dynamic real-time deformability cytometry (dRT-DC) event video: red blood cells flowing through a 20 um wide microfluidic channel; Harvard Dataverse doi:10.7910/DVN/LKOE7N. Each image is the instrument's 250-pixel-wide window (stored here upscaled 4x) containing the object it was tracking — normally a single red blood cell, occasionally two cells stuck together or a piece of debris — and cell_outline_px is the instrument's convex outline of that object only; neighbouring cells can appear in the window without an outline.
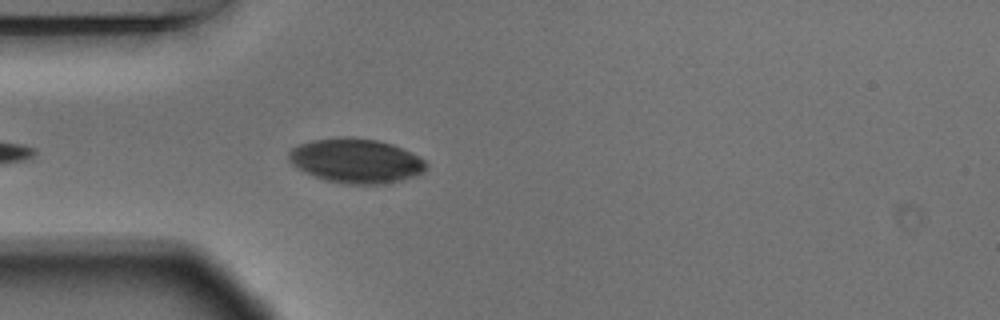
{"species": "Egyptian fruit bat (a non-hibernating species)", "species_latin": "Rousettus aegyptiacus", "temperature_condition": "warm", "stored_images_in_passage": 36, "camera_frame_rate_fps": 3000, "um_per_image_px": 0.085, "animal": {"sex": "male"}, "frame": {"image": 1, "passage_image": 4, "time_ms": 1.0, "image_size_px": [1000, 320], "cell_outline_px": [[428, 164], [424, 172], [400, 180], [384, 184], [348, 184], [324, 180], [304, 172], [296, 168], [288, 160], [288, 152], [292, 148], [300, 144], [312, 140], [340, 136], [352, 136], [376, 140], [392, 144], [420, 156]], "centroid_in_image_um": [30.24, 13.66], "position_along_channel_um": 54.8, "area_um2": 35.84}}
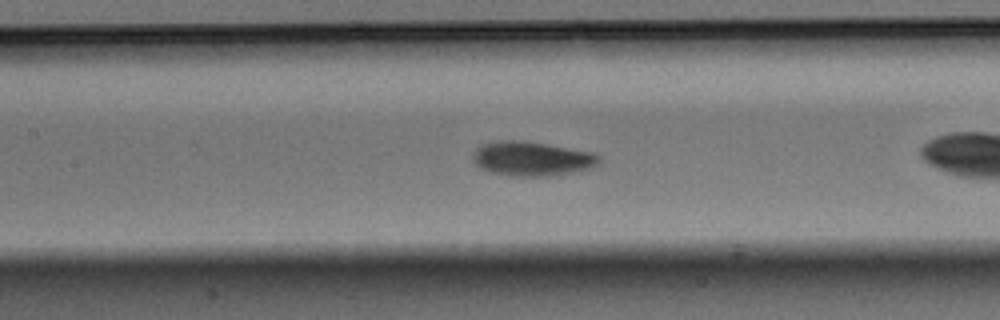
{"frame": {"image": 2, "passage_image": 10, "time_ms": 3.0, "image_size_px": [1000, 320], "cell_outline_px": [[600, 160], [592, 168], [552, 176], [508, 176], [492, 172], [480, 168], [472, 160], [472, 152], [480, 144], [500, 140], [524, 140], [592, 152], [600, 156]], "centroid_in_image_um": [45.16, 13.48], "position_along_channel_um": 162.2, "area_um2": 25.49}}
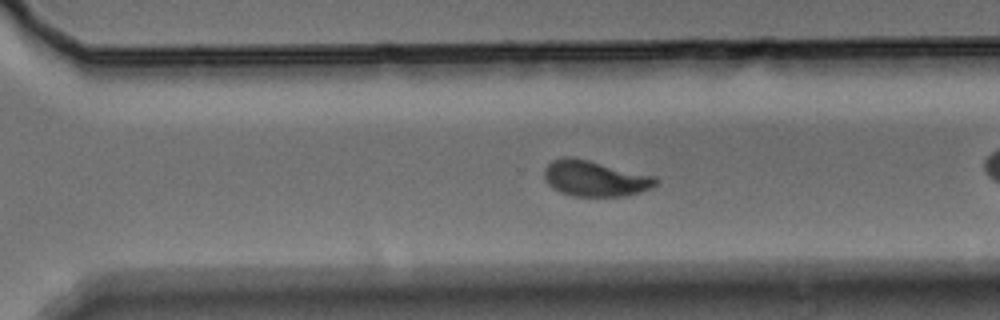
{"frame": {"image": 3, "passage_image": 23, "time_ms": 7.333, "image_size_px": [1000, 320], "cell_outline_px": [[656, 184], [640, 192], [620, 196], [572, 196], [560, 192], [552, 188], [544, 180], [544, 168], [552, 160], [564, 156], [568, 156], [588, 160], [656, 176]], "centroid_in_image_um": [50.51, 15.16], "position_along_channel_um": 320.1, "area_um2": 23.12}, "authors_computed_cell_mechanics": {"area_um2": 23.3512, "velocity_mm_per_s": 3.6557, "shape_relaxation_time_tau1_ms": 3.1523, "shape_relaxation_time_tau2_ms": 1.3048, "deformation_change_tau1": 0.0953, "deformation_change_tau2": 0.0567}}